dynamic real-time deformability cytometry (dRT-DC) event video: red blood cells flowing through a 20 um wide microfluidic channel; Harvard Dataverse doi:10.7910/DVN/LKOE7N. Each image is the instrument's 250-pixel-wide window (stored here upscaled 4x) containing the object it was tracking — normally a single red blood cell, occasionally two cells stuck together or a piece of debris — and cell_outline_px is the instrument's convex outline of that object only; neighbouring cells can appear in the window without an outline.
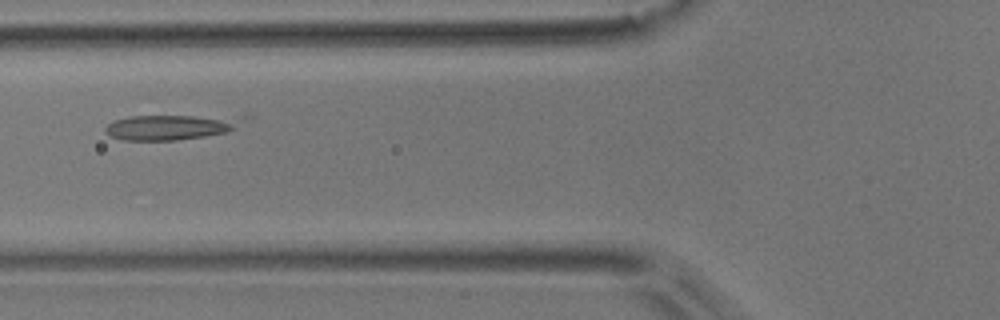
{"species": "common noctule bat (a hibernating species)", "species_latin": "Nyctalus noctula", "temperature_condition": "room temperature", "stored_images_in_passage": 3, "camera_frame_rate_fps": 3000, "um_per_image_px": 0.085, "animal": {"sex": "male", "body_mass_g": 17.9}, "frame": {"image": 1, "passage_image": 3, "time_ms": 0.667, "image_size_px": [1000, 320], "cell_outline_px": [[252, 116], [228, 132], [204, 136], [176, 140], [124, 140], [112, 136], [104, 132], [104, 128], [108, 124], [116, 120], [132, 116], [248, 112]], "centroid_in_image_um": [14.83, 10.71], "position_along_channel_um": 111.0, "area_um2": 21.79}}